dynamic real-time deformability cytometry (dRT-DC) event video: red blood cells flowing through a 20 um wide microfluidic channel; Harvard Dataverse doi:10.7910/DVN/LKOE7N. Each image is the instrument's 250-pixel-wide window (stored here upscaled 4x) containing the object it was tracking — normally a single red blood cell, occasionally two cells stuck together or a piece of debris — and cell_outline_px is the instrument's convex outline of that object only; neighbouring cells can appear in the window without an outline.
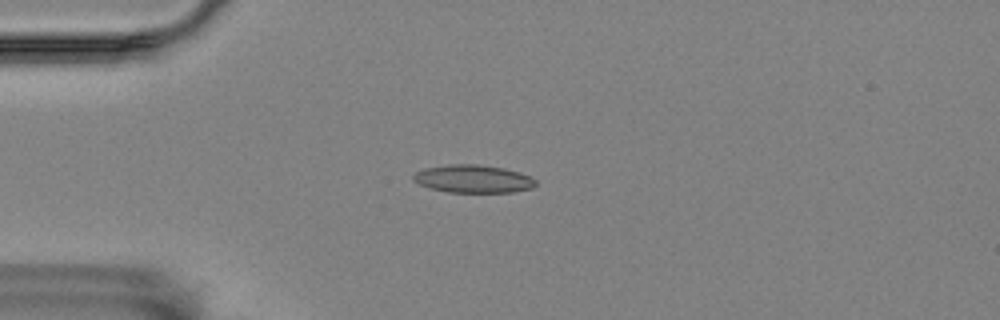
{"species": "Egyptian fruit bat (a non-hibernating species)", "species_latin": "Rousettus aegyptiacus", "temperature_condition": "room temperature", "stored_images_in_passage": 44, "camera_frame_rate_fps": 3000, "um_per_image_px": 0.085, "animal": {"sex": "female"}, "frame": {"image": 1, "passage_image": 2, "time_ms": 0.333, "image_size_px": [1000, 320], "cell_outline_px": [[536, 184], [532, 188], [512, 192], [448, 192], [432, 188], [420, 184], [412, 180], [412, 176], [416, 172], [424, 168], [448, 164], [480, 164], [504, 168], [520, 172], [536, 180]], "centroid_in_image_um": [40.21, 15.19], "position_along_channel_um": 44.8, "area_um2": 19.88}}
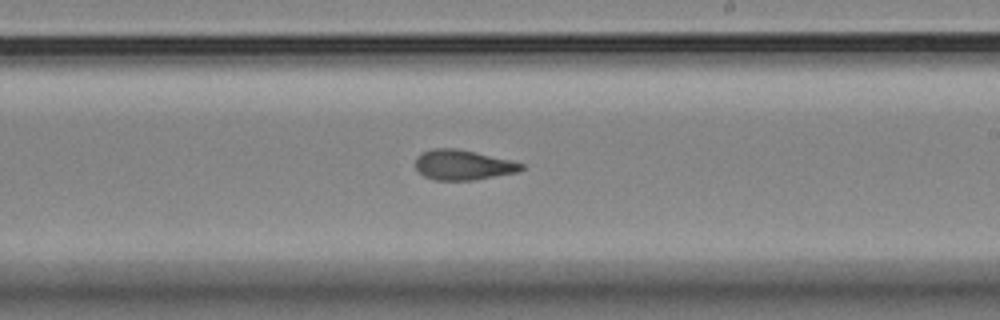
{"frame": {"image": 2, "passage_image": 21, "time_ms": 6.667, "image_size_px": [1000, 320], "cell_outline_px": [[524, 168], [516, 172], [472, 180], [436, 180], [424, 176], [416, 168], [416, 156], [420, 152], [432, 148], [456, 148], [508, 160], [524, 164]], "centroid_in_image_um": [39.29, 14.01], "position_along_channel_um": 249.7, "area_um2": 18.26}}
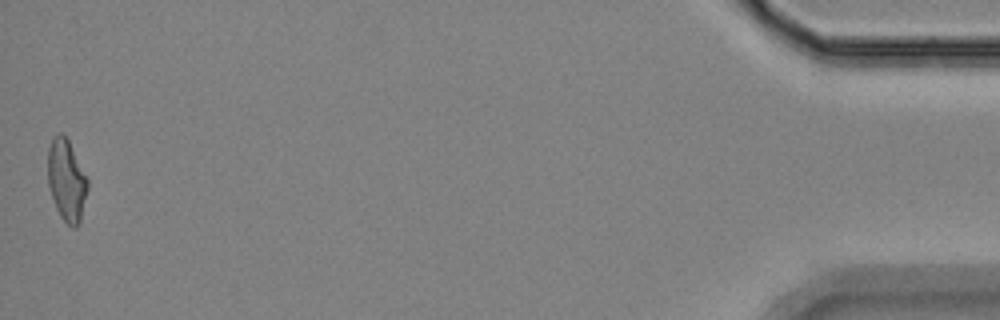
{"frame": {"image": 3, "passage_image": 44, "time_ms": 14.333, "image_size_px": [1000, 320], "cell_outline_px": [[88, 188], [80, 224], [76, 228], [72, 228], [60, 216], [56, 208], [48, 184], [48, 148], [52, 136], [60, 132], [68, 140], [88, 180]], "centroid_in_image_um": [5.66, 15.35], "position_along_channel_um": 429.5, "area_um2": 18.9}, "authors_computed_cell_mechanics": {"area_um2": 18.9006, "velocity_mm_per_s": 3.514, "shape_relaxation_time_tau1_ms": null, "shape_relaxation_time_tau2_ms": 2.9761, "deformation_change_tau1": null, "deformation_change_tau2": 0.108}}